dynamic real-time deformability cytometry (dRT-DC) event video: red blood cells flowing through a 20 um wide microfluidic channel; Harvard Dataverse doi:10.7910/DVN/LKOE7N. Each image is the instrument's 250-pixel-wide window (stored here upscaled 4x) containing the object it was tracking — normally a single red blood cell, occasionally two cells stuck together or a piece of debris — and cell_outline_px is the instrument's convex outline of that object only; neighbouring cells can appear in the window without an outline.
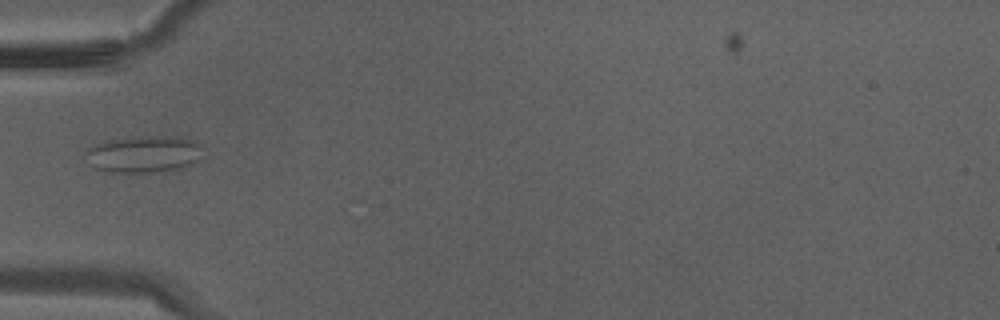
{"species": "Egyptian fruit bat (a non-hibernating species)", "species_latin": "Rousettus aegyptiacus", "temperature_condition": "warm", "stored_images_in_passage": 33, "camera_frame_rate_fps": 3000, "um_per_image_px": 0.085, "animal": {"sex": "male"}, "frame": {"image": 1, "passage_image": 10, "time_ms": 3.0, "image_size_px": [1000, 320], "cell_outline_px": [[204, 144], [196, 160], [180, 168], [152, 172], [112, 172], [96, 168], [92, 164], [84, 152], [96, 144], [112, 140], [148, 136], [180, 136]], "centroid_in_image_um": [12.26, 13.09], "position_along_channel_um": 72.7, "area_um2": 24.57}}
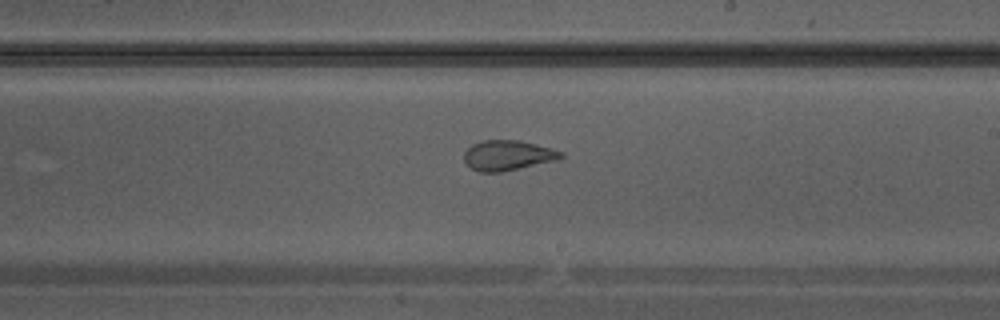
{"frame": {"image": 2, "passage_image": 19, "time_ms": 6.0, "image_size_px": [1000, 320], "cell_outline_px": [[564, 156], [552, 160], [500, 172], [480, 172], [472, 168], [464, 160], [464, 152], [472, 144], [484, 140], [520, 140], [564, 152]], "centroid_in_image_um": [43.11, 13.19], "position_along_channel_um": 245.9, "area_um2": 16.53}}